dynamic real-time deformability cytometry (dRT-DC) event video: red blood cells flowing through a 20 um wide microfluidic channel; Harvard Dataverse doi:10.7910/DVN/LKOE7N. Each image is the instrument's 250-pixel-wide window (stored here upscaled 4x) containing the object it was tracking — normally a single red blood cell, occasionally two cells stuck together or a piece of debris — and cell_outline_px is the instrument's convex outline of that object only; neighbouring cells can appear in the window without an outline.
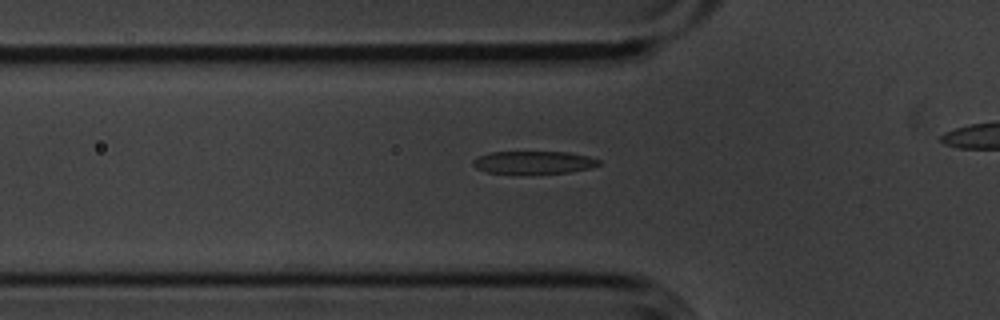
{"species": "common noctule bat (a hibernating species)", "species_latin": "Nyctalus noctula", "temperature_condition": "cold", "stored_images_in_passage": 40, "segment_of_instrument_passage": [1, 2], "camera_frame_rate_fps": 3000, "um_per_image_px": 0.085, "animal": {"sex": "male", "body_mass_g": 20.1, "forearm_length_mm": 53.5}, "frame": {"image": 1, "passage_image": 13, "time_ms": 4.0, "image_size_px": [1000, 320], "cell_outline_px": [[600, 164], [588, 168], [568, 172], [488, 172], [476, 168], [472, 164], [472, 160], [488, 152], [568, 152], [588, 156], [600, 160]], "centroid_in_image_um": [45.35, 13.77], "position_along_channel_um": 80.4, "area_um2": 16.07}}
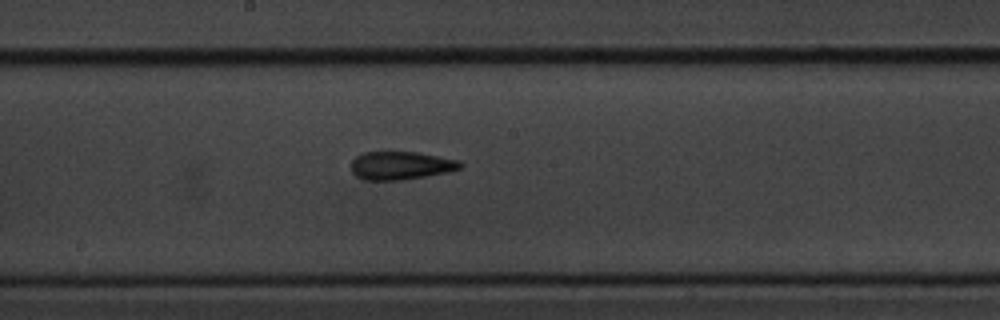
{"frame": {"image": 2, "passage_image": 24, "time_ms": 7.667, "image_size_px": [1000, 320], "cell_outline_px": [[464, 164], [460, 168], [448, 172], [404, 180], [364, 180], [356, 176], [352, 172], [352, 160], [356, 156], [364, 152], [416, 152], [460, 160]], "centroid_in_image_um": [34.08, 14.07], "position_along_channel_um": 214.1, "area_um2": 17.98}}
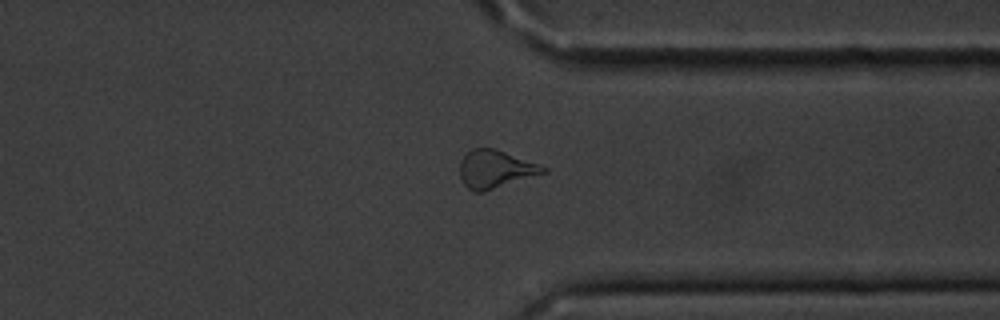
{"frame": {"image": 3, "passage_image": 37, "time_ms": 12.0, "image_size_px": [1000, 320], "cell_outline_px": [[548, 172], [484, 192], [472, 192], [464, 184], [460, 176], [460, 164], [464, 156], [472, 148], [492, 148], [504, 152], [548, 168]], "centroid_in_image_um": [42.09, 14.4], "position_along_channel_um": 369.3, "area_um2": 18.21}}